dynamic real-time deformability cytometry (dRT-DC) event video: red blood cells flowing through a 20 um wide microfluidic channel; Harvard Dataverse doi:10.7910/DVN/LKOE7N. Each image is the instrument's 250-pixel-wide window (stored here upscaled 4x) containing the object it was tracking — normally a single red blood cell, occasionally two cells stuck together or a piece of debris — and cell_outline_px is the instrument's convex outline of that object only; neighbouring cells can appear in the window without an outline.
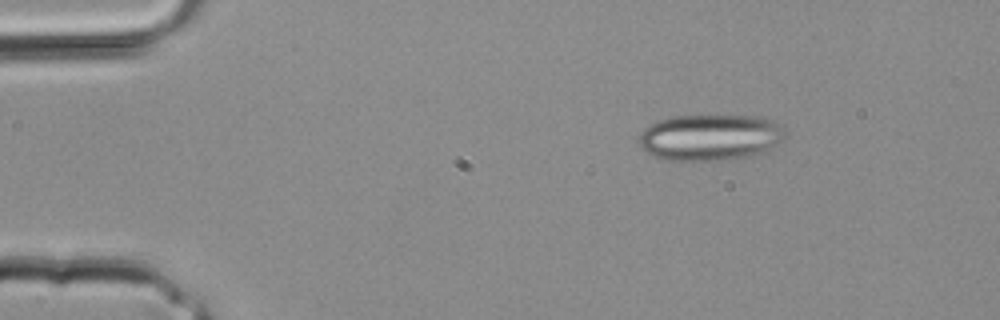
{"species": "common noctule bat (a hibernating species)", "species_latin": "Nyctalus noctula", "temperature_condition": "room temperature", "stored_images_in_passage": 2, "camera_frame_rate_fps": 3000, "um_per_image_px": 0.085, "animal": {"sex": "male", "body_mass_g": 20.4}, "frame": {"image": 1, "passage_image": 1, "time_ms": 0.0, "image_size_px": [1000, 320], "cell_outline_px": [[788, 136], [784, 140], [764, 152], [752, 156], [724, 160], [664, 160], [652, 156], [640, 144], [640, 132], [644, 128], [660, 120], [676, 116], [756, 116], [772, 120], [780, 124], [784, 128]], "centroid_in_image_um": [60.43, 11.68], "position_along_channel_um": 24.6, "area_um2": 39.54}}